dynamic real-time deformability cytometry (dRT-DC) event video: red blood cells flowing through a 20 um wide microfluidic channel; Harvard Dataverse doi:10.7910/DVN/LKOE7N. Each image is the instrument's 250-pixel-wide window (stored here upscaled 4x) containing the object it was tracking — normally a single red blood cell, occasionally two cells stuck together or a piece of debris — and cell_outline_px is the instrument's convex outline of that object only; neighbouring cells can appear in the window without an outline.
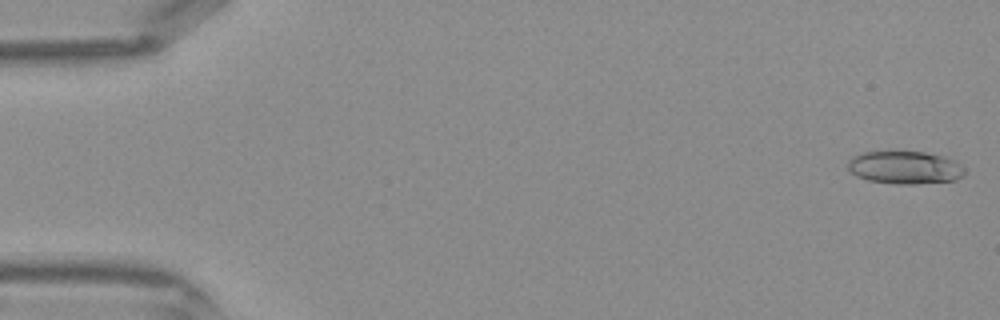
{"species": "Egyptian fruit bat (a non-hibernating species)", "species_latin": "Rousettus aegyptiacus", "temperature_condition": "warm", "stored_images_in_passage": 13, "camera_frame_rate_fps": 3000, "um_per_image_px": 0.085, "frame": {"image": 1, "passage_image": 1, "time_ms": 0.0, "image_size_px": [1000, 320], "cell_outline_px": [[968, 172], [964, 176], [956, 180], [916, 184], [896, 184], [868, 180], [856, 176], [848, 168], [848, 160], [852, 156], [864, 152], [924, 152], [944, 156], [956, 160]], "centroid_in_image_um": [76.96, 14.24], "position_along_channel_um": 8.0, "area_um2": 22.54}}
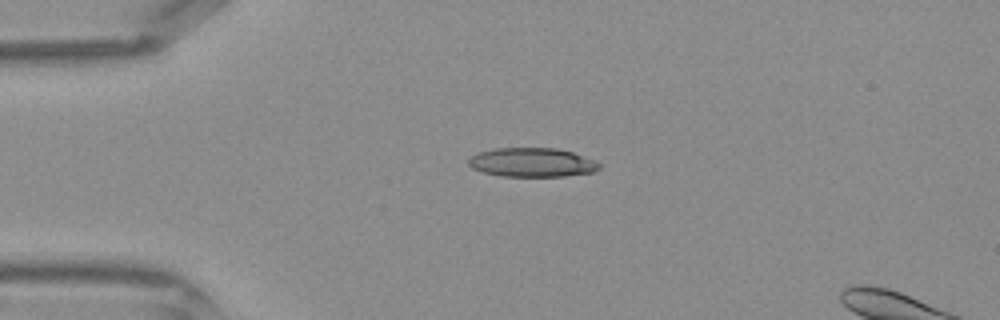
{"frame": {"image": 2, "passage_image": 10, "time_ms": 3.0, "image_size_px": [1000, 320], "cell_outline_px": [[600, 168], [592, 172], [564, 176], [500, 176], [484, 172], [472, 168], [468, 164], [468, 160], [472, 156], [480, 152], [496, 148], [556, 148], [572, 152], [596, 160], [600, 164]], "centroid_in_image_um": [45.24, 13.8], "position_along_channel_um": 39.8, "area_um2": 22.02}}